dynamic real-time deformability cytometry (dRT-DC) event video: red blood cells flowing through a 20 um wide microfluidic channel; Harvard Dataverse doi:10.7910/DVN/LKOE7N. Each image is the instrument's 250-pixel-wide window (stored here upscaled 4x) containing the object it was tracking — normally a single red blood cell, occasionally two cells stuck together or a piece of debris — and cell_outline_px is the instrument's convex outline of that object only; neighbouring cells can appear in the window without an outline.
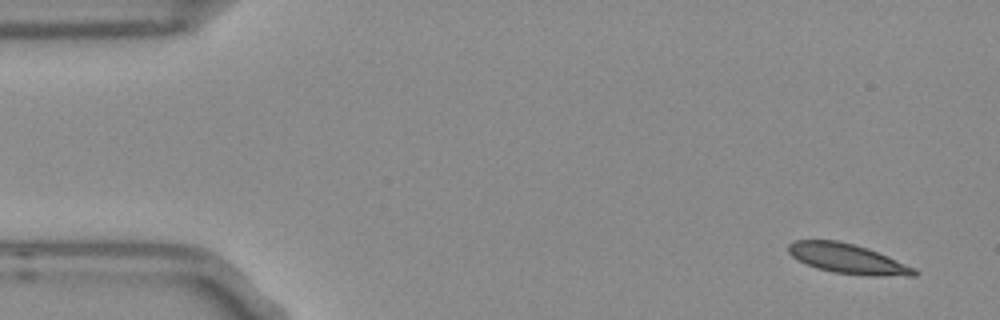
{"species": "Egyptian fruit bat (a non-hibernating species)", "species_latin": "Rousettus aegyptiacus", "temperature_condition": "room temperature", "stored_images_in_passage": 52, "camera_frame_rate_fps": 3000, "um_per_image_px": 0.085, "frame": {"image": 1, "passage_image": 1, "time_ms": 0.0, "image_size_px": [1000, 320], "cell_outline_px": [[920, 272], [916, 276], [868, 276], [832, 272], [816, 268], [792, 256], [788, 252], [788, 244], [796, 240], [836, 240], [868, 248], [916, 268]], "centroid_in_image_um": [72.1, 22.0], "position_along_channel_um": 12.9, "area_um2": 21.85}}
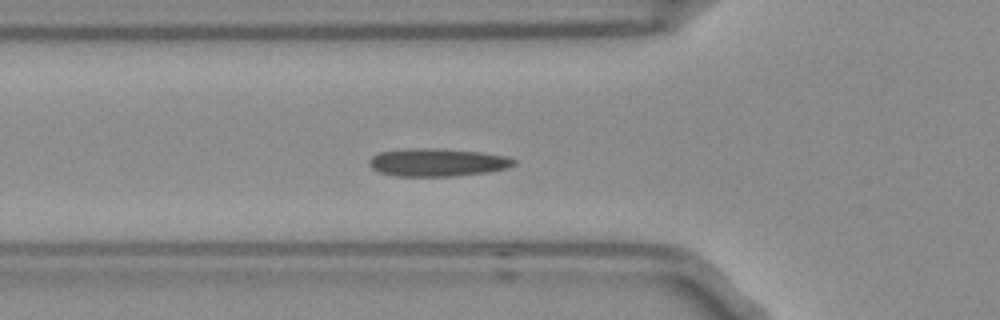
{"frame": {"image": 2, "passage_image": 16, "time_ms": 5.0, "image_size_px": [1000, 320], "cell_outline_px": [[516, 164], [504, 168], [488, 172], [456, 176], [396, 176], [380, 172], [372, 168], [368, 164], [368, 160], [372, 156], [380, 152], [404, 148], [436, 148], [480, 152], [508, 156], [516, 160]], "centroid_in_image_um": [37.16, 13.79], "position_along_channel_um": 88.6, "area_um2": 23.64}}
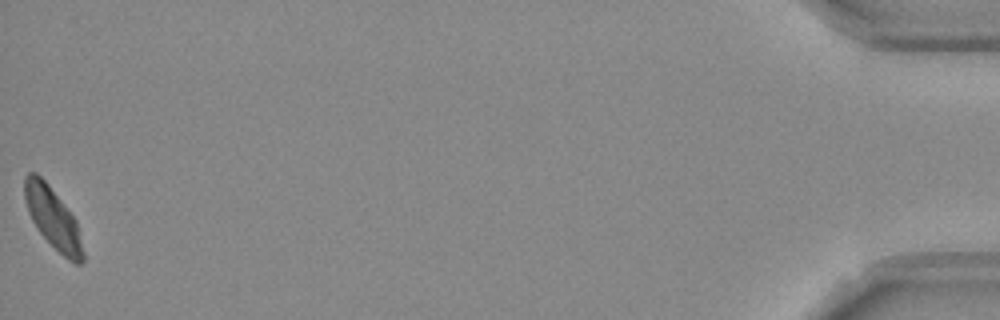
{"frame": {"image": 3, "passage_image": 52, "time_ms": 17.0, "image_size_px": [1000, 320], "cell_outline_px": [[84, 260], [80, 264], [76, 264], [68, 260], [36, 228], [28, 212], [24, 200], [24, 176], [28, 172], [36, 172], [48, 184], [76, 220], [84, 252]], "centroid_in_image_um": [4.48, 18.52], "position_along_channel_um": 430.7, "area_um2": 20.52}, "authors_computed_cell_mechanics": {"area_um2": 21.8484, "velocity_mm_per_s": 3.703, "shape_relaxation_time_tau1_ms": null, "shape_relaxation_time_tau2_ms": 3.4833, "deformation_change_tau1": null, "deformation_change_tau2": 0.0584}}